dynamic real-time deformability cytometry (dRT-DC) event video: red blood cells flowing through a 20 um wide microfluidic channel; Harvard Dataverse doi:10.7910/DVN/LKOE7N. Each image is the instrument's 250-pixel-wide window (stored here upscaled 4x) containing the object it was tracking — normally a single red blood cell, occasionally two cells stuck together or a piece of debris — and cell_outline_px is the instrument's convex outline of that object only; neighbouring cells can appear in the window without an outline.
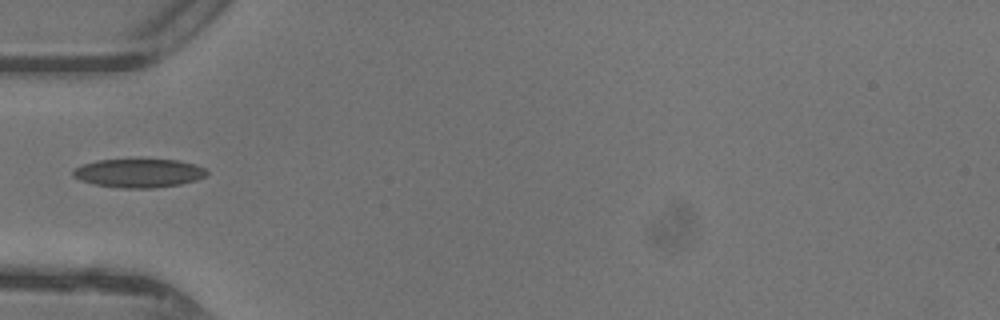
{"species": "common noctule bat (a hibernating species)", "species_latin": "Nyctalus noctula", "temperature_condition": "warm", "stored_images_in_passage": 4, "camera_frame_rate_fps": 3000, "um_per_image_px": 0.085, "animal": {"sex": "female"}, "frame": {"image": 1, "passage_image": 1, "time_ms": 0.0, "image_size_px": [1000, 320], "cell_outline_px": [[208, 172], [204, 176], [196, 180], [180, 184], [152, 188], [120, 188], [92, 184], [80, 180], [72, 176], [72, 172], [76, 168], [84, 164], [96, 160], [180, 160], [196, 164], [204, 168]], "centroid_in_image_um": [11.79, 14.72], "position_along_channel_um": 73.2, "area_um2": 22.25}}
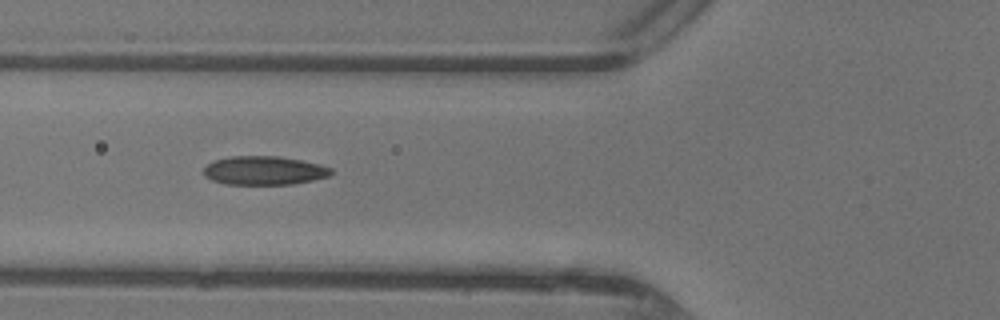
{"frame": {"image": 2, "passage_image": 3, "time_ms": 0.667, "image_size_px": [1000, 320], "cell_outline_px": [[332, 172], [328, 176], [312, 180], [292, 184], [224, 184], [212, 180], [204, 176], [204, 168], [212, 160], [232, 156], [280, 156], [320, 164], [332, 168]], "centroid_in_image_um": [22.43, 14.49], "position_along_channel_um": 103.4, "area_um2": 21.33}}